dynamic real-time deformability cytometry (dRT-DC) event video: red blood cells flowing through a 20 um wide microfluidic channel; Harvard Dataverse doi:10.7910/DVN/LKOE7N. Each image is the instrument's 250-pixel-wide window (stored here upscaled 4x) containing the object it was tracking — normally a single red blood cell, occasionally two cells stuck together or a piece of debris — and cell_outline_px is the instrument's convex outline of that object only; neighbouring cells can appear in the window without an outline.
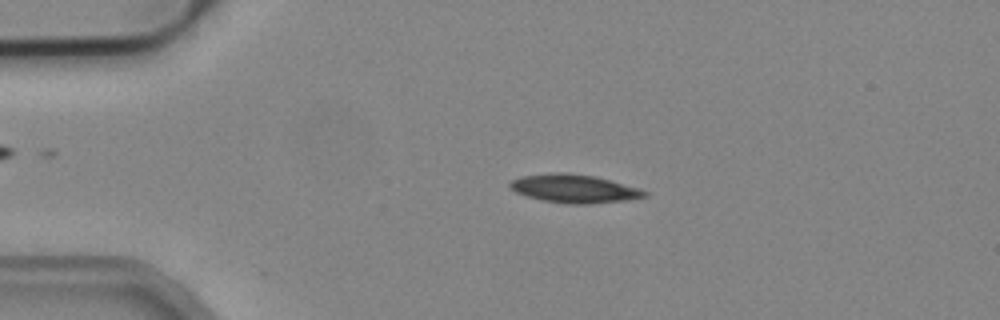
{"species": "common noctule bat (a hibernating species)", "species_latin": "Nyctalus noctula", "temperature_condition": "cold", "stored_images_in_passage": 49, "camera_frame_rate_fps": 3000, "um_per_image_px": 0.085, "animal": {"sex": "male", "body_mass_g": 19.2, "forearm_length_mm": 51.8}, "frame": {"image": 1, "passage_image": 9, "time_ms": 2.667, "image_size_px": [1000, 320], "cell_outline_px": [[648, 196], [628, 200], [588, 204], [572, 204], [544, 200], [524, 196], [508, 188], [508, 184], [512, 180], [520, 176], [552, 172], [568, 172], [596, 176], [640, 188], [648, 192]], "centroid_in_image_um": [48.8, 16.02], "position_along_channel_um": 36.2, "area_um2": 22.54}}
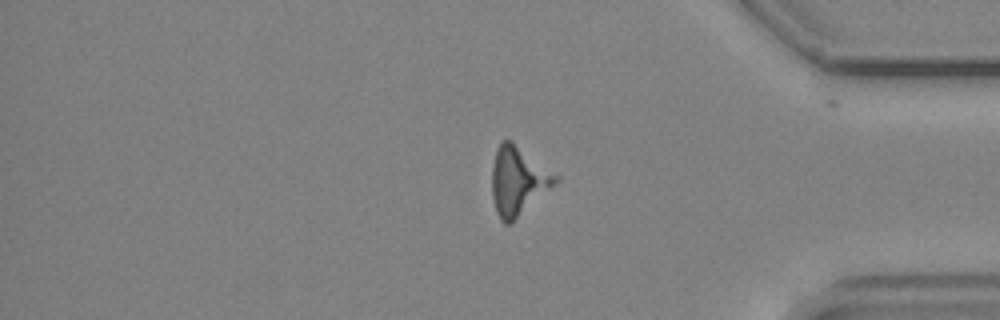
{"frame": {"image": 2, "passage_image": 40, "time_ms": 13.0, "image_size_px": [1000, 320], "cell_outline_px": [[560, 180], [512, 224], [504, 224], [500, 220], [496, 212], [492, 196], [492, 168], [496, 148], [504, 140], [512, 140], [560, 176]], "centroid_in_image_um": [44.05, 15.39], "position_along_channel_um": 391.1, "area_um2": 25.78}}
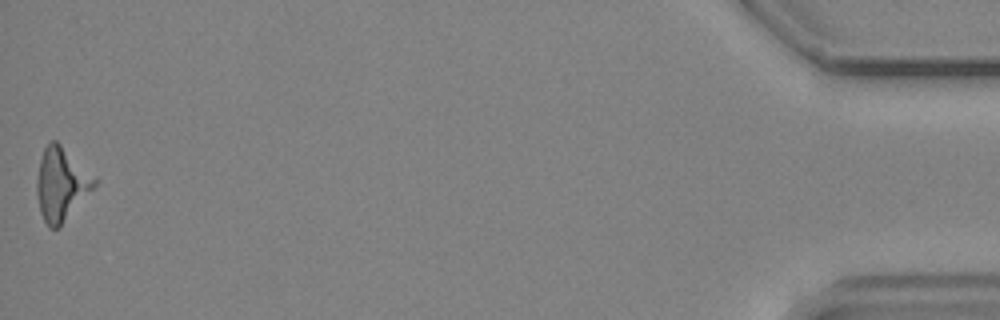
{"frame": {"image": 3, "passage_image": 49, "time_ms": 16.0, "image_size_px": [1000, 320], "cell_outline_px": [[100, 180], [60, 228], [48, 228], [40, 212], [36, 192], [36, 180], [40, 160], [44, 148], [52, 140], [56, 140], [96, 176]], "centroid_in_image_um": [5.22, 15.67], "position_along_channel_um": 430.0, "area_um2": 24.74}}